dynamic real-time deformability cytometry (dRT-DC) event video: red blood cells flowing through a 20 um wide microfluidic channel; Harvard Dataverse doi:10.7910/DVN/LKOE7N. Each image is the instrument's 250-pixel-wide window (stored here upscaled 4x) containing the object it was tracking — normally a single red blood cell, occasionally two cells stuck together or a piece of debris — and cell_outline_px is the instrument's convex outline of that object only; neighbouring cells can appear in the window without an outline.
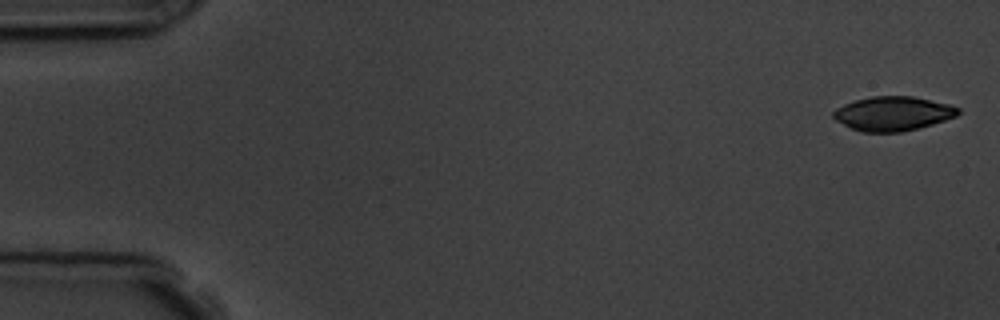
{"species": "common noctule bat (a hibernating species)", "species_latin": "Nyctalus noctula", "temperature_condition": "room temperature", "stored_images_in_passage": 5, "camera_frame_rate_fps": 3000, "um_per_image_px": 0.085, "animal": {"sex": "male", "body_mass_g": 19.5, "forearm_length_mm": 54.6}, "frame": {"image": 1, "passage_image": 1, "time_ms": 0.0, "image_size_px": [1000, 320], "cell_outline_px": [[960, 112], [956, 116], [932, 124], [900, 132], [860, 132], [836, 120], [832, 116], [832, 112], [836, 108], [844, 104], [856, 100], [872, 96], [912, 96], [948, 104], [960, 108]], "centroid_in_image_um": [75.88, 9.65], "position_along_channel_um": 9.1, "area_um2": 24.68}}
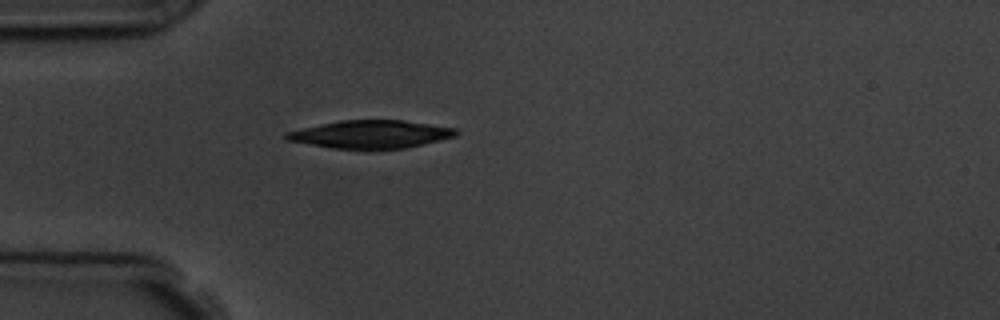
{"frame": {"image": 2, "passage_image": 5, "time_ms": 4.667, "image_size_px": [1000, 320], "cell_outline_px": [[460, 132], [456, 136], [440, 140], [404, 148], [372, 152], [368, 152], [332, 148], [284, 140], [284, 132], [300, 128], [340, 120], [404, 120], [456, 128]], "centroid_in_image_um": [31.47, 11.45], "position_along_channel_um": 53.5, "area_um2": 28.61}}